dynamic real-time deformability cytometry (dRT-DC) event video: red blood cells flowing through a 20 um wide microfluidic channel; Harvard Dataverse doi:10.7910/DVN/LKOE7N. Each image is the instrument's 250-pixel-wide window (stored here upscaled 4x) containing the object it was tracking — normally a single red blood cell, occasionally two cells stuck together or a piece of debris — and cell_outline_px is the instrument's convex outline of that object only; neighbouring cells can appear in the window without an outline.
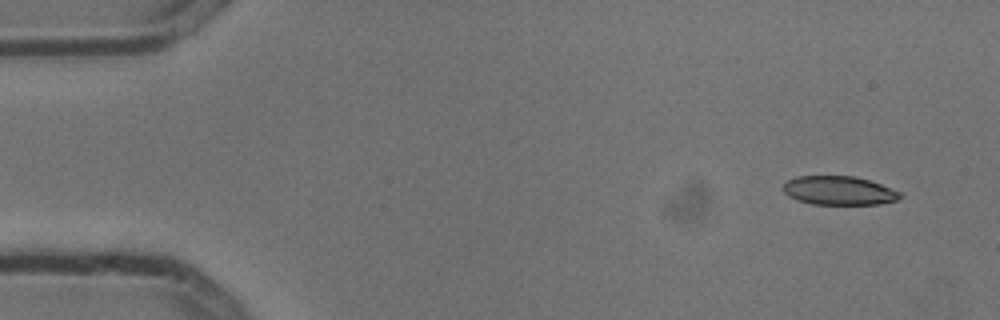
{"species": "common noctule bat (a hibernating species)", "species_latin": "Nyctalus noctula", "temperature_condition": "cold", "stored_images_in_passage": 3, "camera_frame_rate_fps": 3000, "um_per_image_px": 0.085, "animal": {"sex": "male", "body_mass_g": 13.3}, "frame": {"image": 1, "passage_image": 1, "time_ms": 0.0, "image_size_px": [1000, 320], "cell_outline_px": [[900, 196], [896, 200], [880, 204], [812, 204], [796, 200], [788, 196], [784, 192], [784, 184], [788, 180], [796, 176], [856, 176], [880, 184], [900, 192]], "centroid_in_image_um": [71.27, 16.2], "position_along_channel_um": 13.7, "area_um2": 19.48}}